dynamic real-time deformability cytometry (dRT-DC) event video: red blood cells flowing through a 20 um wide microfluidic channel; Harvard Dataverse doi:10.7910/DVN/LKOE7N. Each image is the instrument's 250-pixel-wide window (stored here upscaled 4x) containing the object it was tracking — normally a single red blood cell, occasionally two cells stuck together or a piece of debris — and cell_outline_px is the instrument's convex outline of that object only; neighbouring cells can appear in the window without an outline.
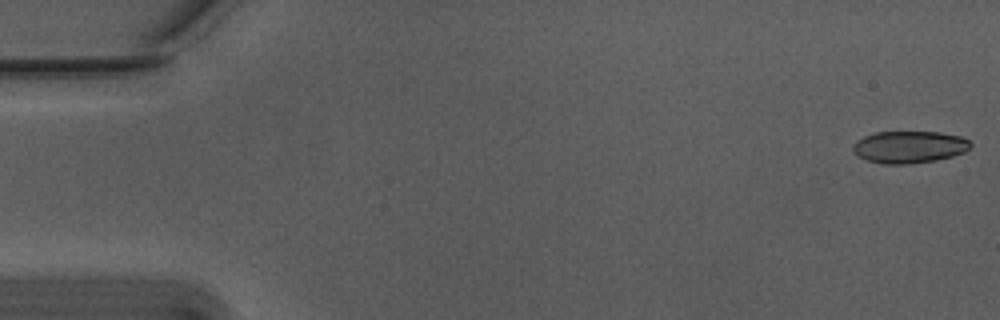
{"species": "Egyptian fruit bat (a non-hibernating species)", "species_latin": "Rousettus aegyptiacus", "temperature_condition": "warm", "stored_images_in_passage": 56, "camera_frame_rate_fps": 3000, "um_per_image_px": 0.085, "animal": {"sex": "male"}, "frame": {"image": 1, "passage_image": 1, "time_ms": 0.0, "image_size_px": [1000, 320], "cell_outline_px": [[972, 144], [964, 152], [952, 156], [936, 160], [908, 164], [884, 164], [868, 160], [856, 156], [852, 152], [852, 148], [856, 140], [864, 136], [876, 132], [940, 132], [960, 136], [968, 140]], "centroid_in_image_um": [77.25, 12.49], "position_along_channel_um": 7.7, "area_um2": 22.02}}
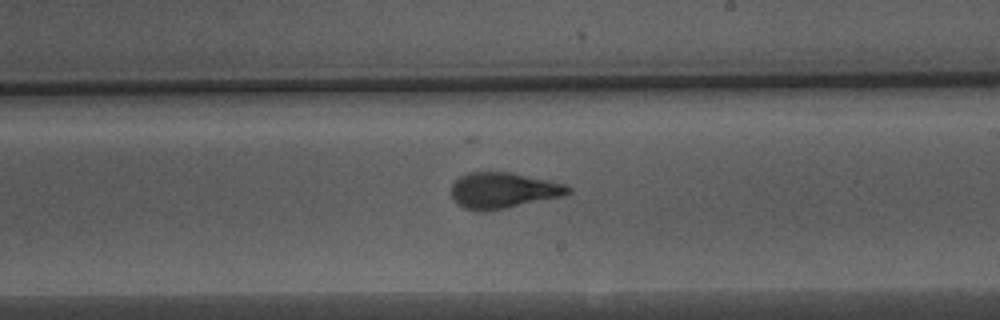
{"frame": {"image": 2, "passage_image": 32, "time_ms": 10.333, "image_size_px": [1000, 320], "cell_outline_px": [[572, 192], [564, 196], [484, 212], [476, 212], [464, 208], [456, 204], [452, 196], [452, 184], [460, 176], [468, 172], [512, 172], [548, 180], [564, 184], [572, 188]], "centroid_in_image_um": [42.76, 16.19], "position_along_channel_um": 246.2, "area_um2": 24.57}}
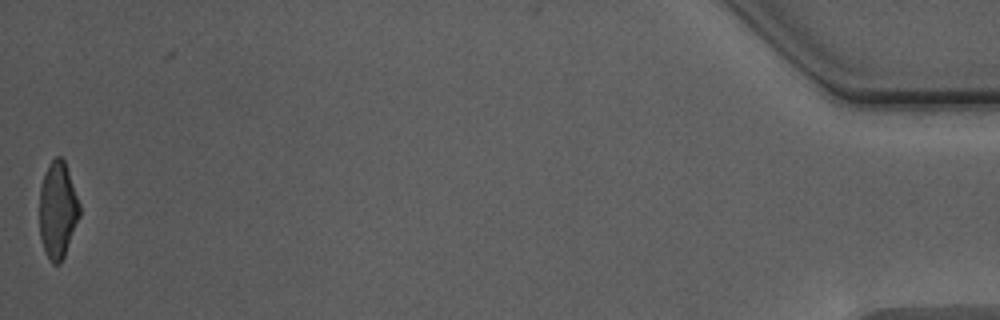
{"frame": {"image": 3, "passage_image": 55, "time_ms": 18.0, "image_size_px": [1000, 320], "cell_outline_px": [[80, 216], [64, 256], [60, 264], [52, 264], [48, 260], [44, 252], [40, 236], [40, 188], [44, 172], [48, 164], [56, 156], [60, 156], [64, 160], [80, 204]], "centroid_in_image_um": [4.9, 17.88], "position_along_channel_um": 430.3, "area_um2": 22.66}, "authors_computed_cell_mechanics": {"area_um2": 23.987, "velocity_mm_per_s": 3.7382, "shape_relaxation_time_tau1_ms": 4.2561, "shape_relaxation_time_tau2_ms": 1.0808, "deformation_change_tau1": 0.2238, "deformation_change_tau2": 0.0943}}